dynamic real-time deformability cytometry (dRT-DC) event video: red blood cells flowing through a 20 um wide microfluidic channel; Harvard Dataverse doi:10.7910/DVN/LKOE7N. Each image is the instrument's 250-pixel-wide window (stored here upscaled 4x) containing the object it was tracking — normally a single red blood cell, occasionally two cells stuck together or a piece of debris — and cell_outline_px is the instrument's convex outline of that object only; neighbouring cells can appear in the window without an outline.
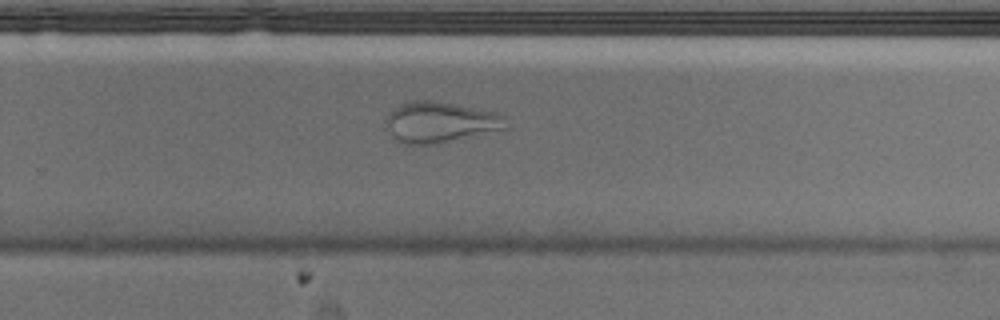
{"species": "Egyptian fruit bat (a non-hibernating species)", "species_latin": "Rousettus aegyptiacus", "temperature_condition": "cold", "stored_images_in_passage": 49, "camera_frame_rate_fps": 3000, "um_per_image_px": 0.085, "animal": {"sex": "male"}, "frame": {"image": 1, "passage_image": 35, "time_ms": 11.333, "image_size_px": [1000, 320], "cell_outline_px": [[508, 128], [436, 144], [404, 144], [396, 140], [384, 128], [384, 120], [388, 112], [392, 108], [400, 104], [416, 100], [432, 100], [456, 104], [500, 112], [504, 116]], "centroid_in_image_um": [37.37, 10.37], "position_along_channel_um": 292.4, "area_um2": 29.02}}